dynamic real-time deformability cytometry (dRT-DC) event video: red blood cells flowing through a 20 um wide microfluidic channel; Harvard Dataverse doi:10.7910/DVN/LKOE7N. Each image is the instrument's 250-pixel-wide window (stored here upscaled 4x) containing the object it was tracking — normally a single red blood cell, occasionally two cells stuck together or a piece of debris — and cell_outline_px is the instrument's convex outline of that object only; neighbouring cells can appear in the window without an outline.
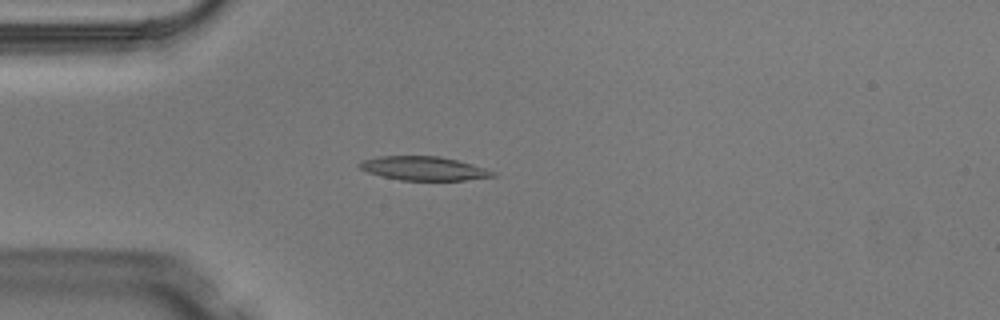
{"species": "Egyptian fruit bat (a non-hibernating species)", "species_latin": "Rousettus aegyptiacus", "temperature_condition": "warm", "stored_images_in_passage": 2, "camera_frame_rate_fps": 3000, "um_per_image_px": 0.085, "animal": {"sex": "male"}, "frame": {"image": 1, "passage_image": 1, "time_ms": 0.0, "image_size_px": [1000, 320], "cell_outline_px": [[496, 176], [464, 180], [400, 180], [368, 172], [360, 168], [356, 164], [360, 160], [380, 156], [440, 156], [472, 164], [496, 172]], "centroid_in_image_um": [35.99, 14.31], "position_along_channel_um": 49.0, "area_um2": 18.44}}